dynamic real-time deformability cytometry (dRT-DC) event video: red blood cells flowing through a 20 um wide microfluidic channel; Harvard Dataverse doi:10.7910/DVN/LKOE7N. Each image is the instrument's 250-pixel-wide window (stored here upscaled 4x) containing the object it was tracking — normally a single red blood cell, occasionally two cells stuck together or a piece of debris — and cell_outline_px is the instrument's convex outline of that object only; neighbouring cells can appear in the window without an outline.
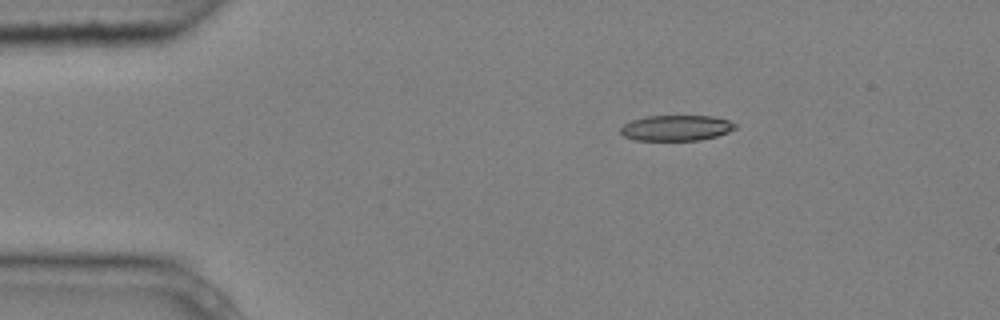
{"species": "common noctule bat (a hibernating species)", "species_latin": "Nyctalus noctula", "temperature_condition": "cold", "stored_images_in_passage": 5, "camera_frame_rate_fps": 3000, "um_per_image_px": 0.085, "animal": {"sex": "male", "body_mass_g": 20.4}, "frame": {"image": 1, "passage_image": 5, "time_ms": 1.333, "image_size_px": [1000, 320], "cell_outline_px": [[736, 128], [728, 132], [716, 136], [700, 140], [636, 140], [624, 136], [620, 132], [620, 128], [624, 124], [632, 120], [644, 116], [712, 116], [728, 120], [736, 124]], "centroid_in_image_um": [57.47, 10.87], "position_along_channel_um": 27.5, "area_um2": 17.05}}